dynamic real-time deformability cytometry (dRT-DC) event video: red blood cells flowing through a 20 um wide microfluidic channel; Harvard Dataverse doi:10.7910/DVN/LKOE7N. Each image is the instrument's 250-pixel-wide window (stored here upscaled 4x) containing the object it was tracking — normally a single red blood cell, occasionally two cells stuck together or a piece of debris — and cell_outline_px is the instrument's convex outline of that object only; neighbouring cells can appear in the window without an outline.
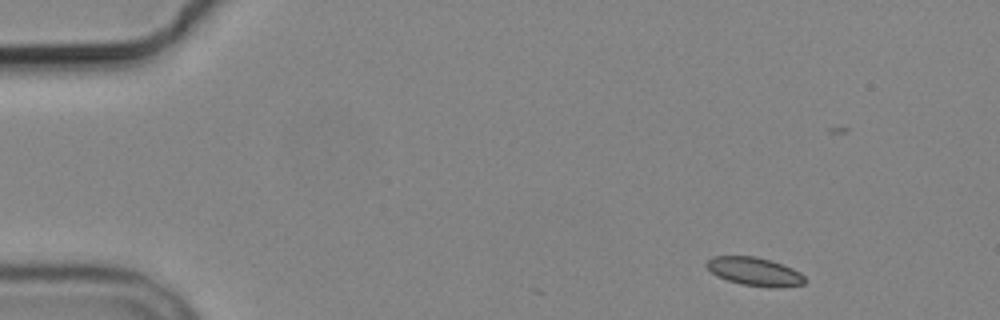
{"species": "common noctule bat (a hibernating species)", "species_latin": "Nyctalus noctula", "temperature_condition": "cold", "stored_images_in_passage": 4, "camera_frame_rate_fps": 3000, "um_per_image_px": 0.085, "animal": {"sex": "male", "body_mass_g": 19.2, "forearm_length_mm": 51.8}, "frame": {"image": 1, "passage_image": 1, "time_ms": 0.0, "image_size_px": [1000, 320], "cell_outline_px": [[808, 280], [804, 284], [780, 288], [772, 288], [740, 284], [716, 276], [704, 264], [712, 256], [756, 256], [792, 268], [800, 272]], "centroid_in_image_um": [64.16, 23.09], "position_along_channel_um": 20.8, "area_um2": 16.36}}
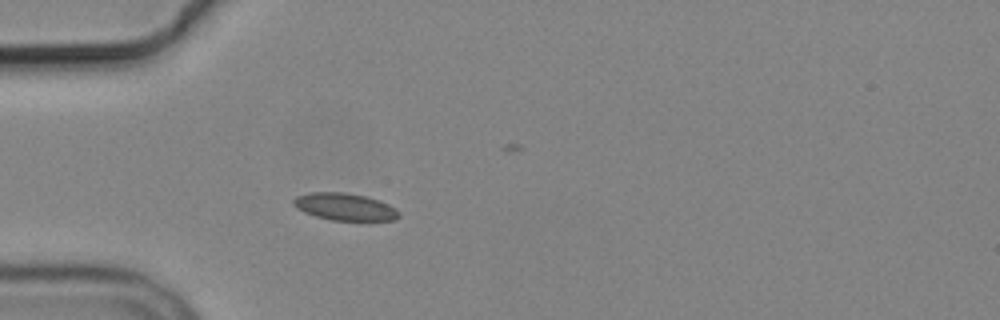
{"frame": {"image": 2, "passage_image": 4, "time_ms": 3.333, "image_size_px": [1000, 320], "cell_outline_px": [[400, 216], [396, 220], [332, 220], [316, 216], [304, 212], [296, 208], [292, 204], [292, 200], [296, 196], [312, 192], [344, 192], [364, 196], [380, 200], [396, 208], [400, 212]], "centroid_in_image_um": [29.31, 17.57], "position_along_channel_um": 55.7, "area_um2": 16.76}}